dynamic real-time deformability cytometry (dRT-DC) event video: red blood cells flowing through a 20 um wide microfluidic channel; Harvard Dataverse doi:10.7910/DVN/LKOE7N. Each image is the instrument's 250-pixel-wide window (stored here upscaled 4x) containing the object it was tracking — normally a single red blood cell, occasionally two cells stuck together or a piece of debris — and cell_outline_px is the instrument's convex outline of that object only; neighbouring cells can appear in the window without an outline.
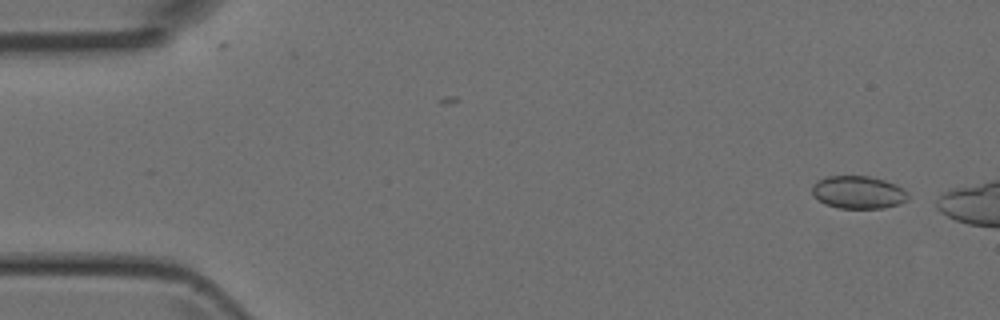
{"species": "Egyptian fruit bat (a non-hibernating species)", "species_latin": "Rousettus aegyptiacus", "temperature_condition": "room temperature", "stored_images_in_passage": 8, "camera_frame_rate_fps": 3000, "um_per_image_px": 0.085, "animal": {"sex": "female"}, "frame": {"image": 1, "passage_image": 2, "time_ms": 0.333, "image_size_px": [1000, 320], "cell_outline_px": [[908, 200], [900, 204], [884, 208], [840, 208], [824, 204], [812, 196], [812, 184], [816, 180], [824, 176], [868, 176], [884, 180], [896, 184], [908, 192]], "centroid_in_image_um": [72.92, 16.34], "position_along_channel_um": 12.1, "area_um2": 18.61}}